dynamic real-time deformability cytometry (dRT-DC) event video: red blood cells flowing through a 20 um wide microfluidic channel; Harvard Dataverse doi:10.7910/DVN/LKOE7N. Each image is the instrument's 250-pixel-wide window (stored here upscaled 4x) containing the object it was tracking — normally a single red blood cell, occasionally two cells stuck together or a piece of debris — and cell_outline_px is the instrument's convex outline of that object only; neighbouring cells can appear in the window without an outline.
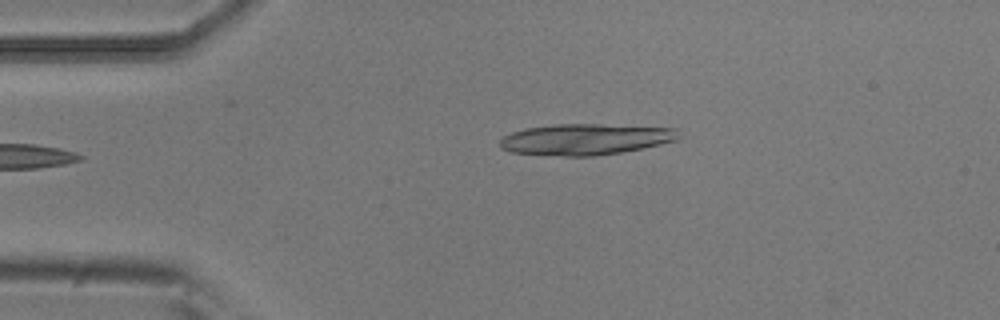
{"species": "common noctule bat (a hibernating species)", "species_latin": "Nyctalus noctula", "temperature_condition": "room temperature", "stored_images_in_passage": 4, "camera_frame_rate_fps": 3000, "um_per_image_px": 0.085, "animal": {"sex": "male", "body_mass_g": 20.5, "forearm_length_mm": 52.5}, "frame": {"image": 1, "passage_image": 4, "time_ms": 1.0, "image_size_px": [1000, 320], "cell_outline_px": [[680, 136], [676, 140], [660, 144], [620, 152], [592, 156], [564, 156], [512, 152], [500, 148], [500, 140], [504, 136], [512, 132], [524, 128], [556, 124], [600, 124], [676, 128]], "centroid_in_image_um": [49.74, 11.83], "position_along_channel_um": 35.3, "area_um2": 32.19}}